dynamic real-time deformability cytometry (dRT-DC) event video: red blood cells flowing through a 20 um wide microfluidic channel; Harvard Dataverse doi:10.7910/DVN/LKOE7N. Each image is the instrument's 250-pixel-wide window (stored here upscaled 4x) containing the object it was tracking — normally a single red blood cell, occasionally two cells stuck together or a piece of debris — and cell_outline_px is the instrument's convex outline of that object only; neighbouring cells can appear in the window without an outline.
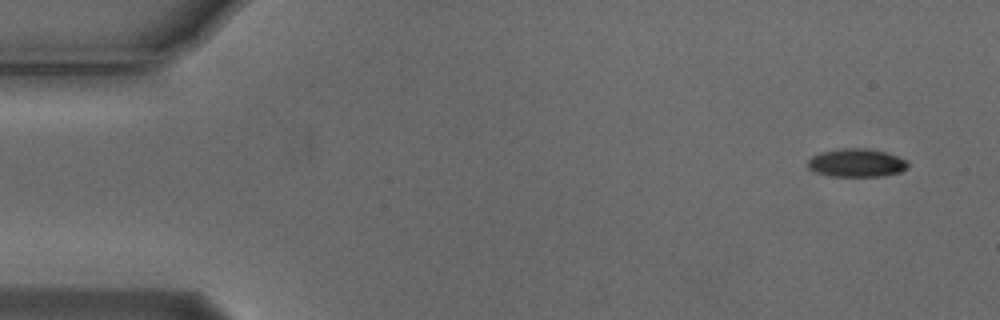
{"species": "Egyptian fruit bat (a non-hibernating species)", "species_latin": "Rousettus aegyptiacus", "temperature_condition": "cold", "stored_images_in_passage": 4, "camera_frame_rate_fps": 3000, "um_per_image_px": 0.085, "animal": {"sex": "male"}, "frame": {"image": 1, "passage_image": 1, "time_ms": 0.0, "image_size_px": [1000, 320], "cell_outline_px": [[908, 168], [900, 172], [880, 176], [828, 176], [816, 172], [808, 168], [808, 160], [812, 156], [820, 152], [844, 148], [864, 148], [884, 152], [908, 160]], "centroid_in_image_um": [72.8, 13.84], "position_along_channel_um": 12.2, "area_um2": 16.42}}
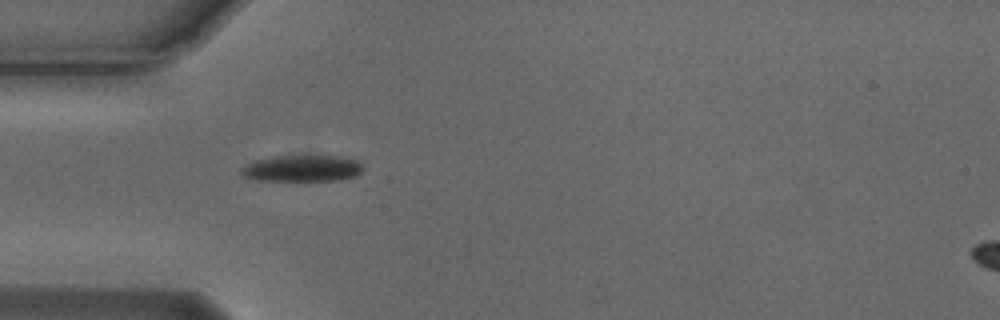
{"frame": {"image": 2, "passage_image": 4, "time_ms": 1.0, "image_size_px": [1000, 320], "cell_outline_px": [[364, 168], [356, 176], [336, 180], [256, 180], [244, 176], [240, 172], [240, 168], [256, 160], [276, 156], [340, 156], [356, 160]], "centroid_in_image_um": [25.68, 14.31], "position_along_channel_um": 59.3, "area_um2": 18.5}}